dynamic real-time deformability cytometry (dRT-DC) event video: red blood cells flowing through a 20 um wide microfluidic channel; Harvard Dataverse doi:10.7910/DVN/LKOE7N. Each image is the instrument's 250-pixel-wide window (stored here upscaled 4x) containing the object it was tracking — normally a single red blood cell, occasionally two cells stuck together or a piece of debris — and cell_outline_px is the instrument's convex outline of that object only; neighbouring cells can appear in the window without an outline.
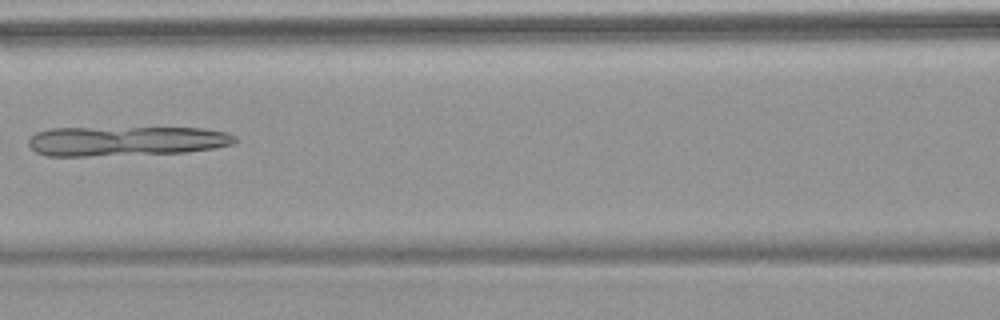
{"species": "common noctule bat (a hibernating species)", "species_latin": "Nyctalus noctula", "temperature_condition": "warm", "stored_images_in_passage": 6, "camera_frame_rate_fps": 3000, "um_per_image_px": 0.085, "animal": {"sex": "female", "body_mass_g": 18.4}, "frame": {"image": 1, "passage_image": 6, "time_ms": 7.0, "image_size_px": [1000, 320], "cell_outline_px": [[236, 140], [232, 144], [216, 148], [184, 152], [88, 156], [48, 156], [36, 152], [28, 144], [28, 140], [36, 132], [52, 128], [204, 128], [228, 132], [236, 136]], "centroid_in_image_um": [10.72, 11.98], "position_along_channel_um": 155.9, "area_um2": 35.72}}